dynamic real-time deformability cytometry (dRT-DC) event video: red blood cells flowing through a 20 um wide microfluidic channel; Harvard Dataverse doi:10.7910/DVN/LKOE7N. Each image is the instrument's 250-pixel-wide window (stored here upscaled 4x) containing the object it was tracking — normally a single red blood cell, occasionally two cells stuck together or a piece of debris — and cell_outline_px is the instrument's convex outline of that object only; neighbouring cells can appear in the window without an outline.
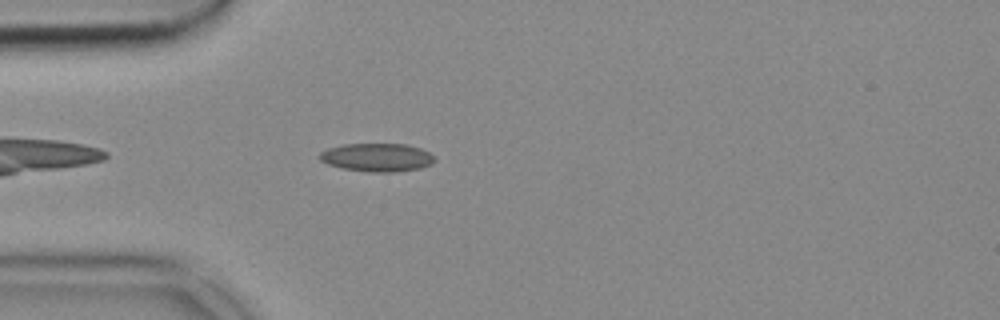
{"species": "common noctule bat (a hibernating species)", "species_latin": "Nyctalus noctula", "temperature_condition": "cold", "stored_images_in_passage": 42, "camera_frame_rate_fps": 3000, "um_per_image_px": 0.085, "animal": {"sex": "female", "body_mass_g": 18.4}, "frame": {"image": 1, "passage_image": 4, "time_ms": 1.0, "image_size_px": [1000, 320], "cell_outline_px": [[436, 160], [432, 164], [420, 168], [396, 172], [368, 172], [340, 168], [328, 164], [320, 160], [320, 152], [328, 148], [344, 144], [408, 144], [420, 148], [428, 152]], "centroid_in_image_um": [32.05, 13.38], "position_along_channel_um": 53.0, "area_um2": 19.02}}
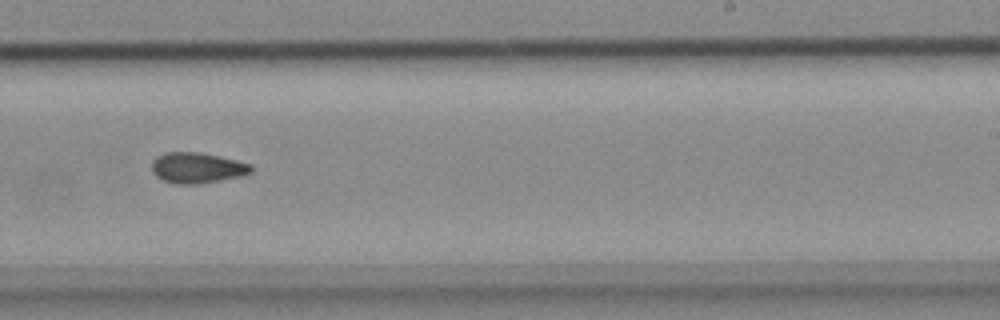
{"frame": {"image": 2, "passage_image": 22, "time_ms": 7.0, "image_size_px": [1000, 320], "cell_outline_px": [[252, 172], [244, 176], [196, 184], [176, 184], [164, 180], [156, 176], [152, 172], [152, 160], [156, 156], [164, 152], [200, 152], [220, 156], [252, 164]], "centroid_in_image_um": [16.76, 14.26], "position_along_channel_um": 272.2, "area_um2": 17.92}}
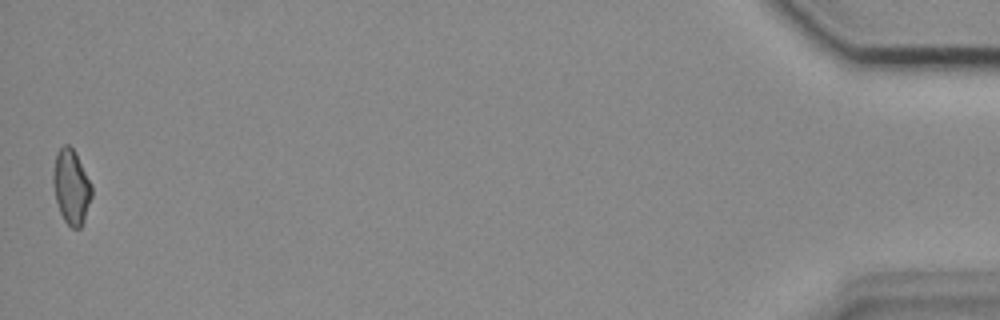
{"frame": {"image": 3, "passage_image": 42, "time_ms": 13.667, "image_size_px": [1000, 320], "cell_outline_px": [[92, 196], [84, 220], [80, 228], [72, 228], [64, 220], [60, 212], [56, 200], [52, 180], [52, 172], [56, 152], [64, 144], [68, 144], [76, 152], [92, 184]], "centroid_in_image_um": [6.06, 15.85], "position_along_channel_um": 429.1, "area_um2": 16.94}}